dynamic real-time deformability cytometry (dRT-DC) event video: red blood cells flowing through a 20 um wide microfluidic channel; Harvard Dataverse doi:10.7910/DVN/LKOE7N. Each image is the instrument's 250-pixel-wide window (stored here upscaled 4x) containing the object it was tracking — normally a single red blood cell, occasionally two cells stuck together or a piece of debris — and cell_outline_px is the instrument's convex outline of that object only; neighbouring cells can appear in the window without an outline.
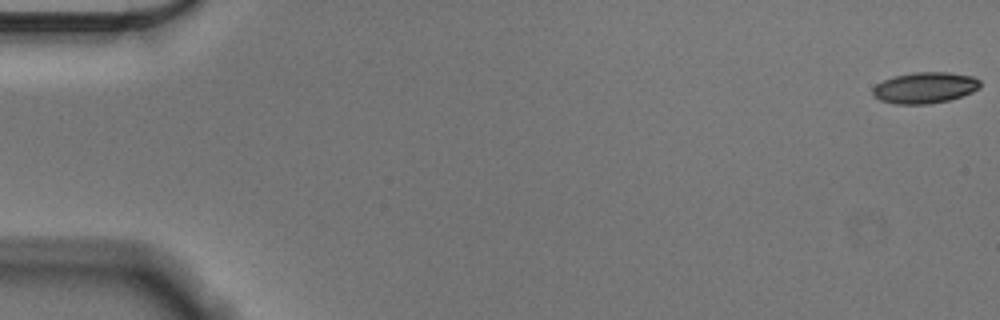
{"species": "Egyptian fruit bat (a non-hibernating species)", "species_latin": "Rousettus aegyptiacus", "temperature_condition": "cold", "stored_images_in_passage": 57, "camera_frame_rate_fps": 3000, "um_per_image_px": 0.085, "animal": {"sex": "male"}, "frame": {"image": 1, "passage_image": 1, "time_ms": 0.0, "image_size_px": [1000, 320], "cell_outline_px": [[980, 88], [972, 92], [948, 100], [928, 104], [896, 104], [880, 100], [872, 96], [872, 88], [876, 84], [884, 80], [896, 76], [912, 72], [948, 72], [972, 76], [980, 80]], "centroid_in_image_um": [78.6, 7.45], "position_along_channel_um": 6.4, "area_um2": 19.48}}
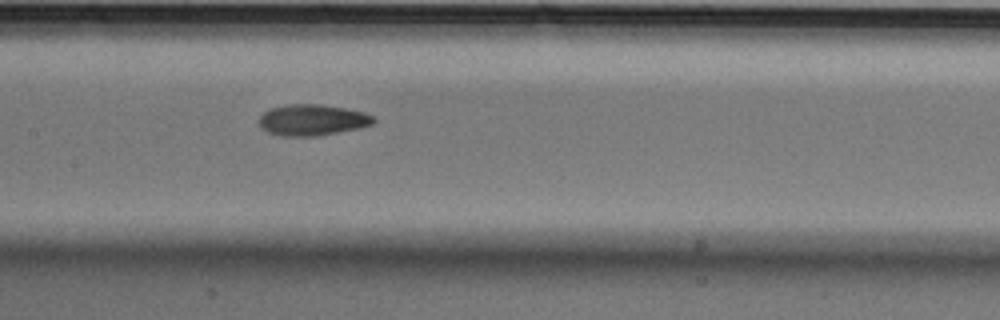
{"frame": {"image": 2, "passage_image": 28, "time_ms": 9.0, "image_size_px": [1000, 320], "cell_outline_px": [[376, 120], [372, 124], [360, 128], [316, 136], [280, 136], [268, 132], [260, 124], [260, 116], [264, 112], [272, 108], [288, 104], [320, 104], [348, 108], [364, 112], [376, 116]], "centroid_in_image_um": [26.61, 10.19], "position_along_channel_um": 180.8, "area_um2": 20.81}}
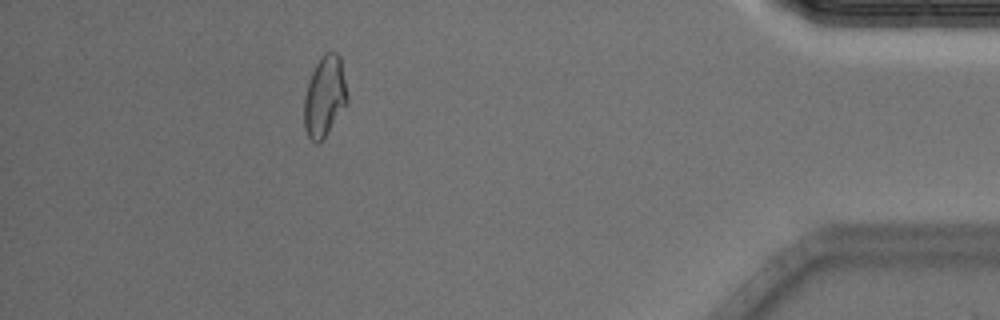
{"frame": {"image": 3, "passage_image": 51, "time_ms": 16.667, "image_size_px": [1000, 320], "cell_outline_px": [[348, 100], [328, 132], [316, 144], [308, 136], [304, 128], [304, 96], [312, 72], [320, 56], [324, 52], [336, 52], [340, 56], [348, 96]], "centroid_in_image_um": [27.58, 8.16], "position_along_channel_um": 407.6, "area_um2": 20.06}, "authors_computed_cell_mechanics": {"area_um2": 20.23, "velocity_mm_per_s": 3.5925, "shape_relaxation_time_tau1_ms": 4.7623, "shape_relaxation_time_tau2_ms": 3.8226, "deformation_change_tau1": 0.1534, "deformation_change_tau2": 0.0986}}